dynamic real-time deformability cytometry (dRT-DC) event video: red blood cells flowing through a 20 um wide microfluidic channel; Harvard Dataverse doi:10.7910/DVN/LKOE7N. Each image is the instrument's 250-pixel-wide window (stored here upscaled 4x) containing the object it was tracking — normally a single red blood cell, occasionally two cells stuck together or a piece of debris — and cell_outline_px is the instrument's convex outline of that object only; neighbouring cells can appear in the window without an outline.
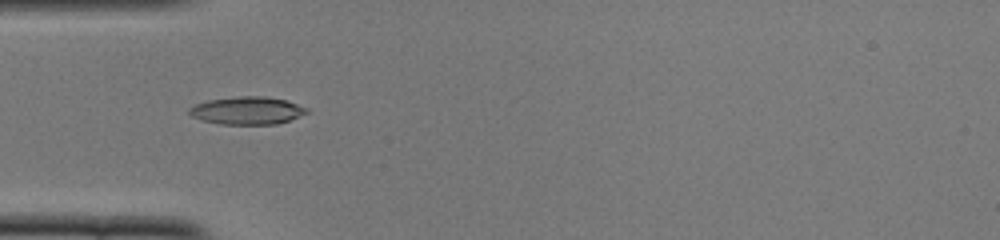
{"species": "common noctule bat (a hibernating species)", "species_latin": "Nyctalus noctula", "temperature_condition": "cold", "stored_images_in_passage": 51, "camera_frame_rate_fps": 3000, "um_per_image_px": 0.085, "animal": {"sex": "female", "body_mass_g": 22.0, "forearm_length_mm": 56.7}, "frame": {"image": 1, "passage_image": 16, "time_ms": 5.0, "image_size_px": [1000, 240], "cell_outline_px": [[308, 112], [288, 120], [276, 124], [220, 124], [204, 120], [192, 116], [188, 112], [188, 108], [196, 104], [208, 100], [240, 96], [264, 96], [288, 100], [308, 108]], "centroid_in_image_um": [21.02, 9.38], "position_along_channel_um": 64.0, "area_um2": 18.84}}
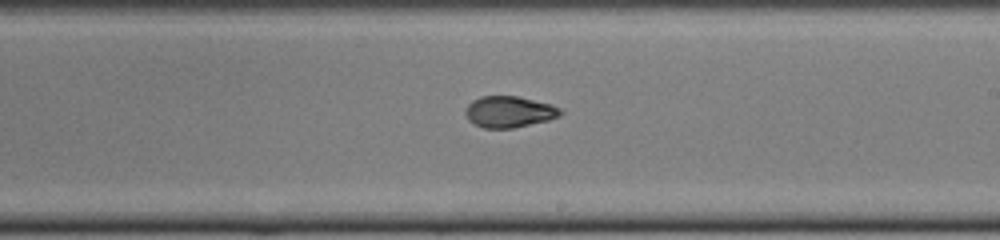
{"frame": {"image": 2, "passage_image": 30, "time_ms": 9.667, "image_size_px": [1000, 240], "cell_outline_px": [[564, 112], [560, 116], [548, 120], [512, 128], [484, 128], [472, 124], [468, 120], [464, 112], [468, 104], [472, 100], [480, 96], [516, 96], [552, 104], [560, 108]], "centroid_in_image_um": [43.26, 9.5], "position_along_channel_um": 245.7, "area_um2": 17.46}}
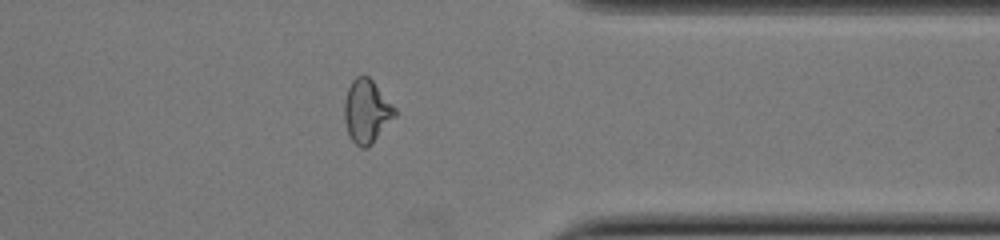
{"frame": {"image": 3, "passage_image": 41, "time_ms": 13.333, "image_size_px": [1000, 240], "cell_outline_px": [[396, 116], [372, 144], [368, 148], [360, 148], [352, 140], [348, 132], [344, 120], [344, 100], [348, 88], [352, 80], [356, 76], [368, 76], [372, 80], [396, 108]], "centroid_in_image_um": [31.16, 9.47], "position_along_channel_um": 380.2, "area_um2": 18.67}, "authors_computed_cell_mechanics": {"area_um2": 17.918, "velocity_mm_per_s": 3.9058, "shape_relaxation_time_tau1_ms": 4.0326, "shape_relaxation_time_tau2_ms": 2.2046, "deformation_change_tau1": 0.1701, "deformation_change_tau2": 0.0689}}